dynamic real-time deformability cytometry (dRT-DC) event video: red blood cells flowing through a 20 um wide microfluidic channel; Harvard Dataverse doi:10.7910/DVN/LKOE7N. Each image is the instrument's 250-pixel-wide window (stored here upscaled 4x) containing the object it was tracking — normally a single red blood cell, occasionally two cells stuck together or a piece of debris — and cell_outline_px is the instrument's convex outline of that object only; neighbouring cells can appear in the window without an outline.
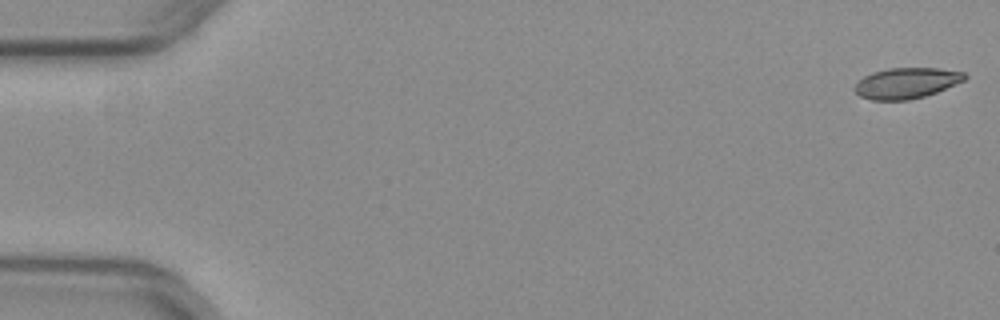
{"species": "common noctule bat (a hibernating species)", "species_latin": "Nyctalus noctula", "temperature_condition": "warm", "stored_images_in_passage": 53, "camera_frame_rate_fps": 3000, "um_per_image_px": 0.085, "animal": {"sex": "female", "body_mass_g": 29.2, "forearm_length_mm": 56.3}, "frame": {"image": 1, "passage_image": 1, "time_ms": 0.0, "image_size_px": [1000, 320], "cell_outline_px": [[968, 76], [964, 80], [936, 92], [924, 96], [908, 100], [872, 100], [860, 96], [852, 88], [856, 80], [872, 72], [888, 68], [940, 68], [964, 72]], "centroid_in_image_um": [77.0, 7.05], "position_along_channel_um": 8.0, "area_um2": 19.83}}
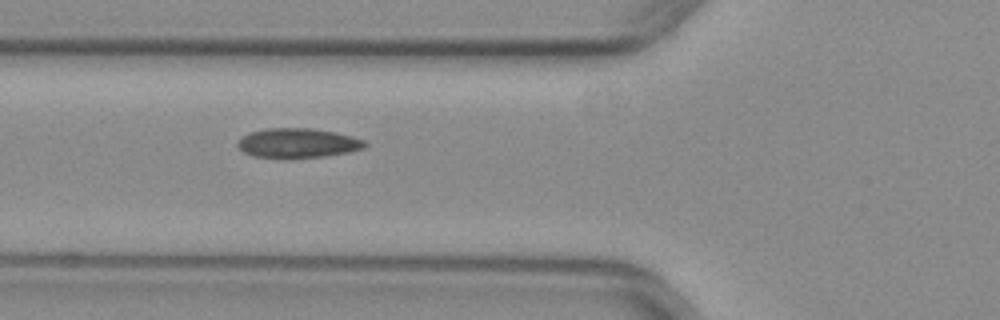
{"frame": {"image": 2, "passage_image": 20, "time_ms": 6.333, "image_size_px": [1000, 320], "cell_outline_px": [[368, 144], [364, 148], [348, 152], [324, 156], [252, 156], [244, 152], [236, 144], [248, 132], [268, 128], [312, 128], [336, 132], [352, 136], [364, 140]], "centroid_in_image_um": [25.35, 12.12], "position_along_channel_um": 100.5, "area_um2": 21.33}}
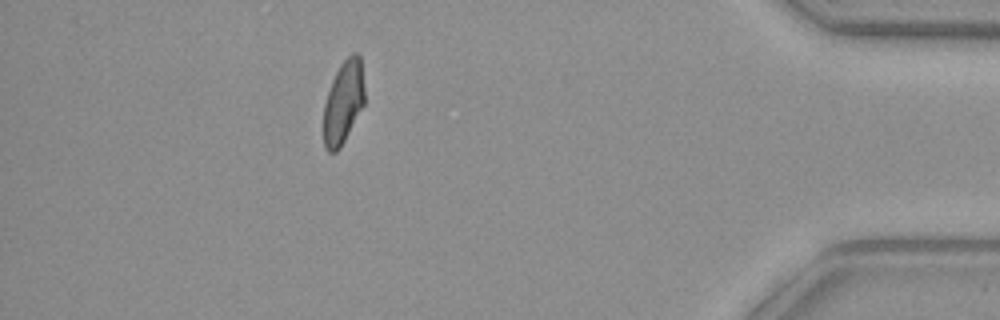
{"frame": {"image": 3, "passage_image": 47, "time_ms": 15.333, "image_size_px": [1000, 320], "cell_outline_px": [[364, 104], [340, 148], [336, 152], [328, 152], [324, 148], [324, 104], [332, 80], [340, 64], [352, 52], [356, 52], [360, 56], [364, 88]], "centroid_in_image_um": [29.18, 8.69], "position_along_channel_um": 406.0, "area_um2": 19.65}, "authors_computed_cell_mechanics": {"area_um2": 20.8658, "velocity_mm_per_s": 3.9578, "shape_relaxation_time_tau1_ms": null, "shape_relaxation_time_tau2_ms": 1.8133, "deformation_change_tau1": null, "deformation_change_tau2": 0.0614}}